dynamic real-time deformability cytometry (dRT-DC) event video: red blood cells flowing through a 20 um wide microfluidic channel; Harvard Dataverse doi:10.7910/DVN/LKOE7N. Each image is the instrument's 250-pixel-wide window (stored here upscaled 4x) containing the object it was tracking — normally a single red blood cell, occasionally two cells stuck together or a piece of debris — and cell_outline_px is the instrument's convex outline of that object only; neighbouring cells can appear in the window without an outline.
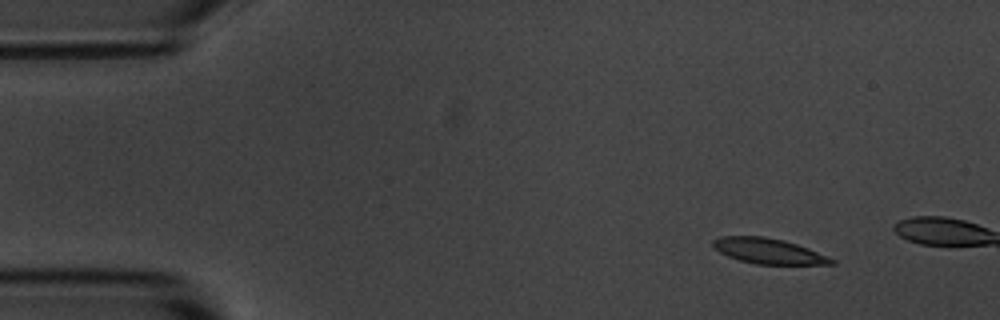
{"species": "common noctule bat (a hibernating species)", "species_latin": "Nyctalus noctula", "temperature_condition": "room temperature", "stored_images_in_passage": 3, "camera_frame_rate_fps": 3000, "um_per_image_px": 0.085, "animal": {"sex": "male", "body_mass_g": 20.1, "forearm_length_mm": 53.5}, "frame": {"image": 1, "passage_image": 1, "time_ms": 0.0, "image_size_px": [1000, 320], "cell_outline_px": [[836, 264], [756, 264], [740, 260], [728, 256], [720, 252], [712, 244], [712, 240], [720, 236], [764, 236], [784, 240], [808, 248], [828, 256], [836, 260]], "centroid_in_image_um": [65.33, 21.33], "position_along_channel_um": 19.7, "area_um2": 17.46}}